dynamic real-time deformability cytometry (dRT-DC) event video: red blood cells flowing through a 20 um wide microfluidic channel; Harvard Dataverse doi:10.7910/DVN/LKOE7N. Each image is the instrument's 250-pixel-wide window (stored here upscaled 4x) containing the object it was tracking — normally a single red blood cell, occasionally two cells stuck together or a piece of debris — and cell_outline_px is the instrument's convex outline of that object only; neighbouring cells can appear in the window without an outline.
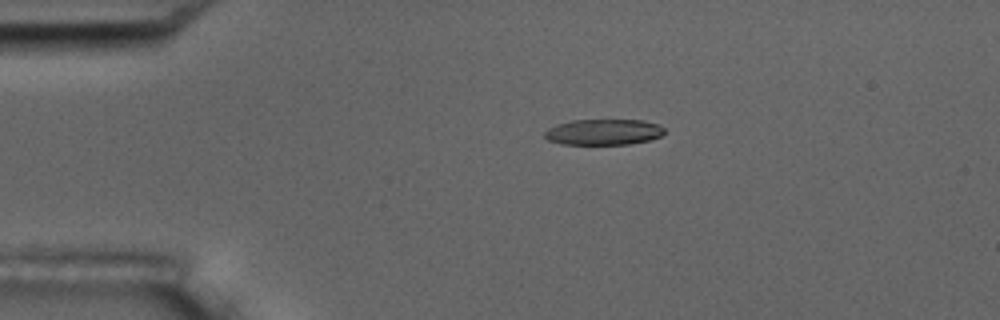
{"species": "common noctule bat (a hibernating species)", "species_latin": "Nyctalus noctula", "temperature_condition": "room temperature", "stored_images_in_passage": 3, "camera_frame_rate_fps": 3000, "um_per_image_px": 0.085, "animal": {"sex": "male", "body_mass_g": 17.5, "forearm_length_mm": 52.3}, "frame": {"image": 1, "passage_image": 1, "time_ms": 0.0, "image_size_px": [1000, 320], "cell_outline_px": [[664, 132], [660, 136], [652, 140], [628, 144], [560, 144], [548, 140], [544, 136], [544, 132], [548, 128], [556, 124], [572, 120], [644, 120], [660, 124], [664, 128]], "centroid_in_image_um": [51.31, 11.22], "position_along_channel_um": 33.7, "area_um2": 18.21}}
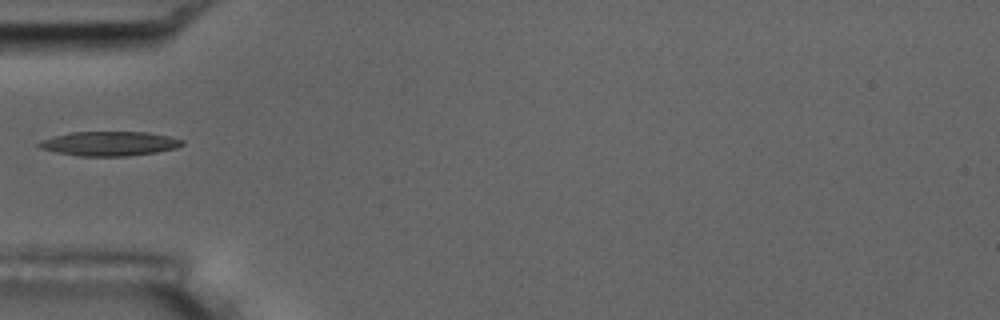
{"frame": {"image": 2, "passage_image": 3, "time_ms": 2.333, "image_size_px": [1000, 320], "cell_outline_px": [[184, 144], [176, 148], [156, 152], [128, 156], [76, 156], [56, 152], [40, 148], [36, 144], [40, 140], [72, 132], [148, 132], [168, 136], [184, 140]], "centroid_in_image_um": [9.3, 12.21], "position_along_channel_um": 75.7, "area_um2": 20.35}}